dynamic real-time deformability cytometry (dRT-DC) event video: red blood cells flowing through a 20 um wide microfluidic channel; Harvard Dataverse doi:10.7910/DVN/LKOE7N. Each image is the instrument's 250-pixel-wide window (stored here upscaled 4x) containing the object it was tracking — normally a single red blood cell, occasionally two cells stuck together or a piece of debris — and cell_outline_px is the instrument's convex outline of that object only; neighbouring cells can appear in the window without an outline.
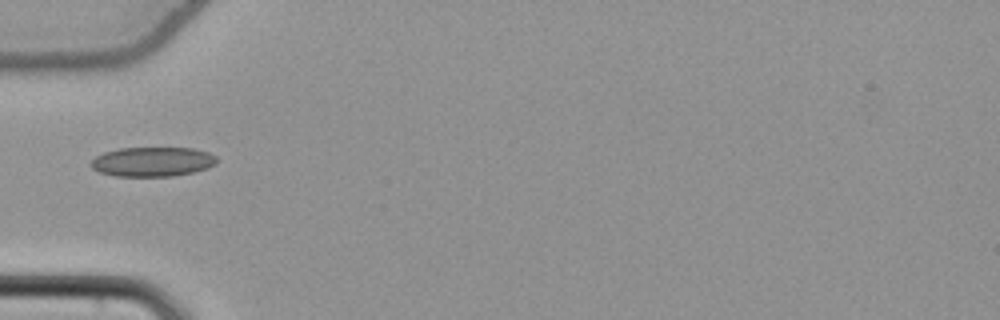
{"species": "common noctule bat (a hibernating species)", "species_latin": "Nyctalus noctula", "temperature_condition": "cold", "stored_images_in_passage": 16, "camera_frame_rate_fps": 3000, "um_per_image_px": 0.085, "animal": {"sex": "female", "body_mass_g": 22.7, "forearm_length_mm": 54.2}, "frame": {"image": 1, "passage_image": 1, "time_ms": 0.0, "image_size_px": [1000, 320], "cell_outline_px": [[220, 160], [216, 164], [208, 168], [192, 172], [172, 176], [116, 176], [100, 172], [92, 168], [88, 164], [96, 156], [104, 152], [120, 148], [192, 148], [208, 152], [216, 156]], "centroid_in_image_um": [12.98, 13.74], "position_along_channel_um": 72.0, "area_um2": 21.73}}
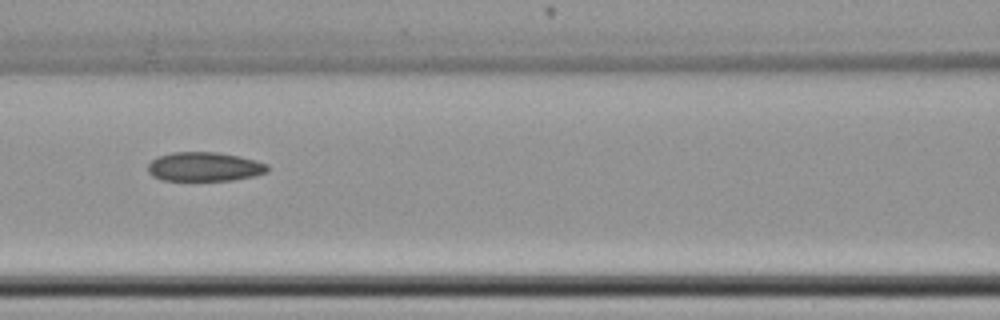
{"frame": {"image": 2, "passage_image": 7, "time_ms": 2.0, "image_size_px": [1000, 320], "cell_outline_px": [[268, 172], [256, 176], [232, 180], [160, 180], [152, 176], [148, 172], [148, 164], [156, 156], [172, 152], [216, 152], [256, 160], [268, 164]], "centroid_in_image_um": [17.36, 14.17], "position_along_channel_um": 149.2, "area_um2": 20.4}}
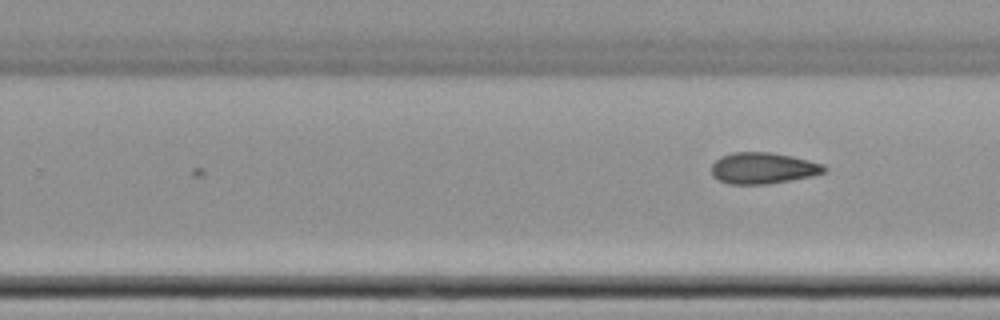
{"frame": {"image": 3, "passage_image": 16, "time_ms": 5.0, "image_size_px": [1000, 320], "cell_outline_px": [[828, 172], [812, 176], [792, 180], [768, 184], [728, 184], [712, 176], [712, 164], [720, 156], [732, 152], [772, 152], [792, 156], [824, 164], [828, 168]], "centroid_in_image_um": [64.89, 14.29], "position_along_channel_um": 264.9, "area_um2": 20.81}}